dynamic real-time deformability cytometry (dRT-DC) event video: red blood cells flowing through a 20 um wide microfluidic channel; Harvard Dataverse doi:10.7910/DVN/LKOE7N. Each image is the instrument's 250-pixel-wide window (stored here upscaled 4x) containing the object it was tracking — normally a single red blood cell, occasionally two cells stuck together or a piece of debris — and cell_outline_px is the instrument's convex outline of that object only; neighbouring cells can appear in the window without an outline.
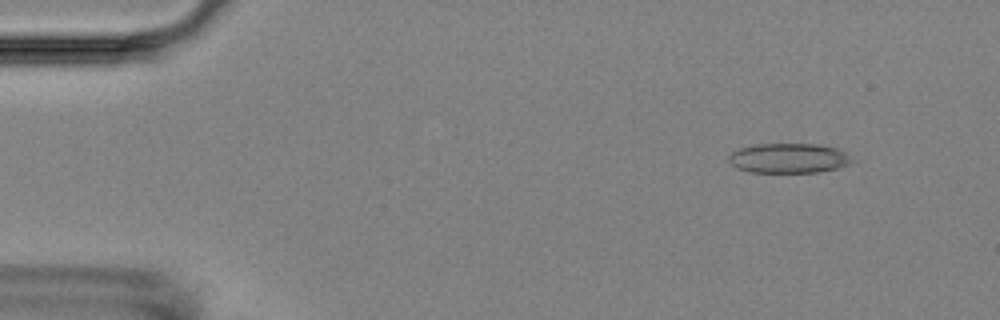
{"species": "Egyptian fruit bat (a non-hibernating species)", "species_latin": "Rousettus aegyptiacus", "temperature_condition": "room temperature", "stored_images_in_passage": 6, "camera_frame_rate_fps": 3000, "um_per_image_px": 0.085, "animal": {"sex": "female"}, "frame": {"image": 1, "passage_image": 2, "time_ms": 1.0, "image_size_px": [1000, 320], "cell_outline_px": [[856, 160], [852, 164], [840, 168], [816, 172], [748, 172], [736, 168], [728, 160], [728, 156], [732, 152], [740, 148], [756, 144], [816, 144], [840, 148]], "centroid_in_image_um": [67.1, 13.45], "position_along_channel_um": 17.9, "area_um2": 21.73}}